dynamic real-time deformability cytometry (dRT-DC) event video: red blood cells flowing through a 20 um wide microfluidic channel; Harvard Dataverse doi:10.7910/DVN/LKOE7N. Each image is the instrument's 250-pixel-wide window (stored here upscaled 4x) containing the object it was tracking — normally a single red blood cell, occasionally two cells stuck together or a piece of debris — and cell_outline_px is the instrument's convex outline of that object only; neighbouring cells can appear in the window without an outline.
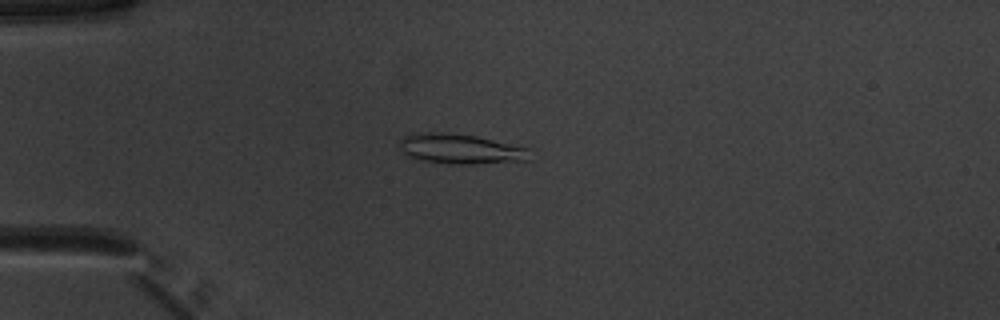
{"species": "common noctule bat (a hibernating species)", "species_latin": "Nyctalus noctula", "temperature_condition": "warm", "stored_images_in_passage": 52, "camera_frame_rate_fps": 3000, "um_per_image_px": 0.085, "animal": {"sex": "male", "body_mass_g": 20.1, "forearm_length_mm": 53.5}, "frame": {"image": 1, "passage_image": 14, "time_ms": 4.333, "image_size_px": [1000, 320], "cell_outline_px": [[532, 148], [528, 160], [468, 164], [448, 164], [424, 160], [408, 156], [400, 148], [400, 140], [404, 136], [416, 132], [440, 132], [476, 136]], "centroid_in_image_um": [39.17, 12.65], "position_along_channel_um": 45.8, "area_um2": 22.72}}
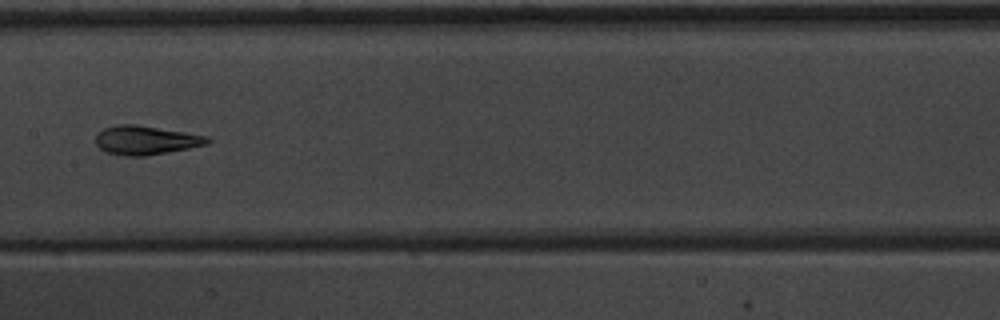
{"frame": {"image": 2, "passage_image": 27, "time_ms": 8.667, "image_size_px": [1000, 320], "cell_outline_px": [[212, 140], [208, 144], [148, 156], [124, 156], [108, 152], [100, 148], [96, 144], [96, 132], [104, 128], [120, 124], [136, 124], [208, 136]], "centroid_in_image_um": [12.39, 11.91], "position_along_channel_um": 195.0, "area_um2": 18.84}}
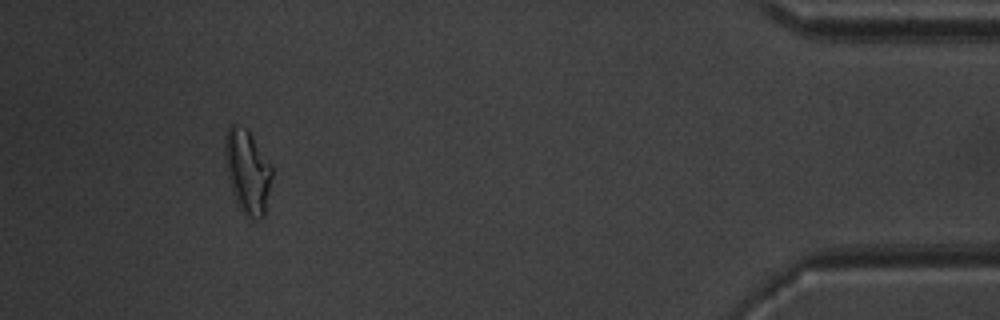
{"frame": {"image": 3, "passage_image": 48, "time_ms": 15.667, "image_size_px": [1000, 320], "cell_outline_px": [[272, 176], [264, 216], [260, 220], [252, 220], [244, 216], [232, 192], [228, 176], [224, 156], [224, 140], [228, 128], [232, 124], [236, 124], [244, 128], [248, 132], [272, 168]], "centroid_in_image_um": [21.01, 14.64], "position_along_channel_um": 414.2, "area_um2": 22.6}, "authors_computed_cell_mechanics": {"area_um2": 19.3341, "velocity_mm_per_s": 3.9617, "shape_relaxation_time_tau1_ms": null, "shape_relaxation_time_tau2_ms": 1.5684, "deformation_change_tau1": null, "deformation_change_tau2": 0.082}}